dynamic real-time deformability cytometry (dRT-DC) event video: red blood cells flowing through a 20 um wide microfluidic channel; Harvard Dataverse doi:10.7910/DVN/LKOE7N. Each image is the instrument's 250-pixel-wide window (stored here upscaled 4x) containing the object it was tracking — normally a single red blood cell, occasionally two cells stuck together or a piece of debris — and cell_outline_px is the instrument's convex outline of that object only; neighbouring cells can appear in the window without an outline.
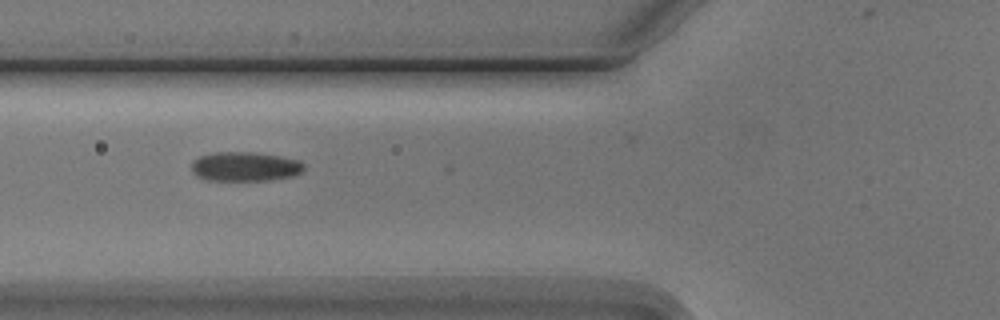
{"species": "Egyptian fruit bat (a non-hibernating species)", "species_latin": "Rousettus aegyptiacus", "temperature_condition": "cold", "stored_images_in_passage": 10, "segment_of_instrument_passage": [1, 2], "camera_frame_rate_fps": 3000, "um_per_image_px": 0.085, "animal": {"sex": "male"}, "frame": {"image": 1, "passage_image": 3, "time_ms": 2.333, "image_size_px": [1000, 320], "cell_outline_px": [[304, 168], [300, 172], [292, 176], [268, 180], [208, 180], [196, 176], [192, 172], [192, 164], [200, 156], [216, 152], [252, 152], [300, 160], [304, 164]], "centroid_in_image_um": [20.82, 14.16], "position_along_channel_um": 105.0, "area_um2": 18.96}}
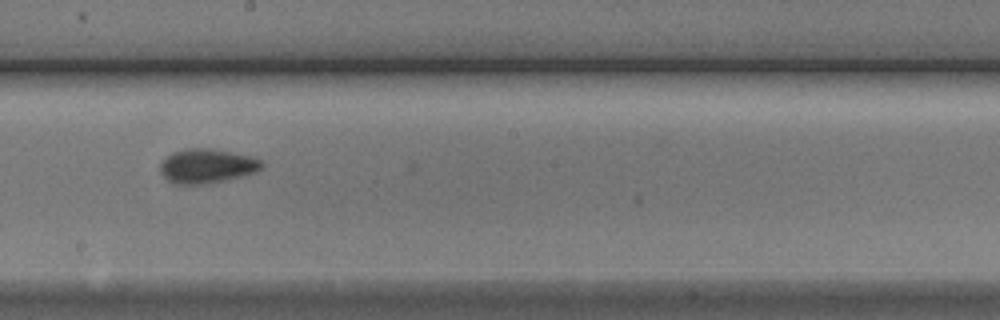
{"frame": {"image": 2, "passage_image": 6, "time_ms": 5.667, "image_size_px": [1000, 320], "cell_outline_px": [[264, 164], [256, 172], [240, 176], [200, 184], [176, 184], [168, 180], [164, 176], [160, 168], [160, 164], [172, 152], [184, 148], [208, 148], [248, 156], [260, 160]], "centroid_in_image_um": [17.55, 14.1], "position_along_channel_um": 230.7, "area_um2": 19.71}}
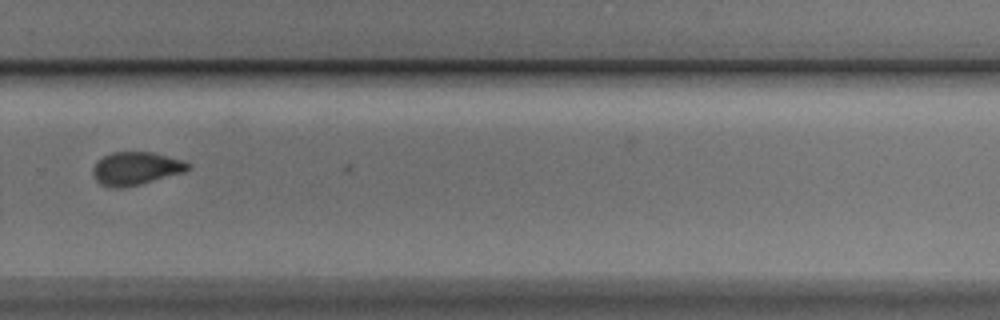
{"frame": {"image": 3, "passage_image": 8, "time_ms": 8.0, "image_size_px": [1000, 320], "cell_outline_px": [[192, 168], [184, 172], [140, 184], [120, 188], [112, 188], [100, 184], [96, 180], [92, 172], [92, 168], [104, 156], [112, 152], [152, 152], [180, 160], [192, 164]], "centroid_in_image_um": [11.55, 14.32], "position_along_channel_um": 318.2, "area_um2": 18.15}}